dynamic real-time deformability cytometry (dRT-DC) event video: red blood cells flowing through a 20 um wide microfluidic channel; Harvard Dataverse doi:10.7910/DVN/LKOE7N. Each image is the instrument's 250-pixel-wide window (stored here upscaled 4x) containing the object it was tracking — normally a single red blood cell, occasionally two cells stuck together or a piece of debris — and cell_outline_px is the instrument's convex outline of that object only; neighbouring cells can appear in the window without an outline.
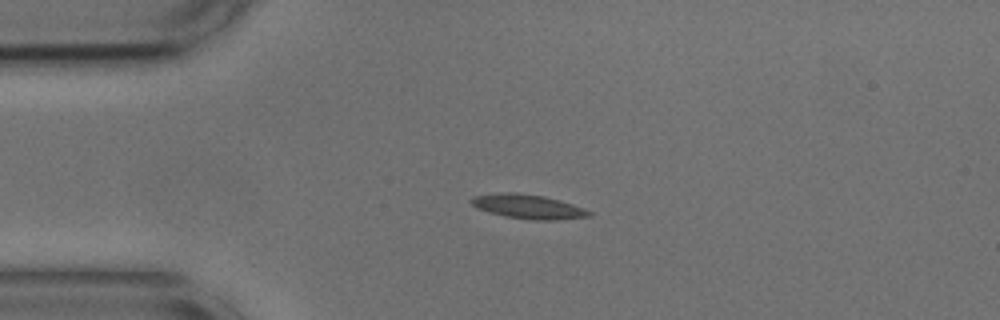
{"species": "common noctule bat (a hibernating species)", "species_latin": "Nyctalus noctula", "temperature_condition": "cold", "stored_images_in_passage": 17, "camera_frame_rate_fps": 3000, "um_per_image_px": 0.085, "animal": {"sex": "male", "body_mass_g": 17.9, "forearm_length_mm": 54.2}, "frame": {"image": 1, "passage_image": 1, "time_ms": 0.0, "image_size_px": [1000, 320], "cell_outline_px": [[592, 216], [556, 220], [532, 220], [504, 216], [488, 212], [476, 208], [472, 204], [472, 196], [504, 192], [516, 192], [544, 196], [560, 200], [584, 208], [592, 212]], "centroid_in_image_um": [44.91, 17.56], "position_along_channel_um": 40.1, "area_um2": 16.7}}